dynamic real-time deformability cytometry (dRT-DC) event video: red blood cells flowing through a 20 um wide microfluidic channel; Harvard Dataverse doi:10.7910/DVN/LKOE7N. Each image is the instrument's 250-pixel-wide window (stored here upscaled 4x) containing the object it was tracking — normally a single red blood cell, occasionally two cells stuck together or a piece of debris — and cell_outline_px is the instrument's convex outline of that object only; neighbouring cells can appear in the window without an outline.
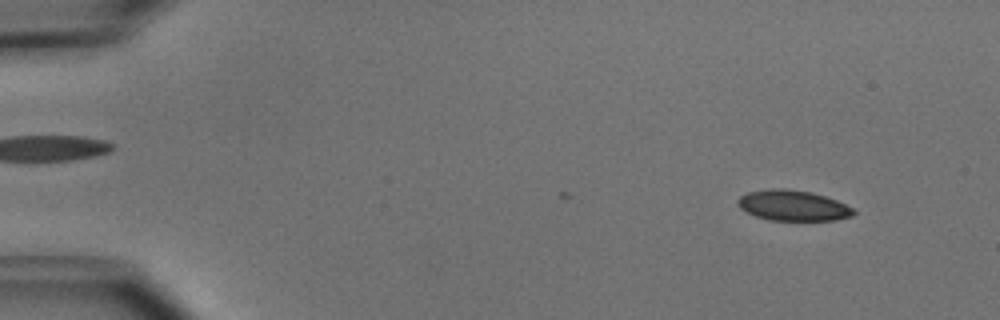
{"species": "common noctule bat (a hibernating species)", "species_latin": "Nyctalus noctula", "temperature_condition": "cold", "stored_images_in_passage": 3, "camera_frame_rate_fps": 3000, "um_per_image_px": 0.085, "animal": {"sex": "male", "body_mass_g": 15.6}, "frame": {"image": 1, "passage_image": 3, "time_ms": 0.667, "image_size_px": [1000, 320], "cell_outline_px": [[856, 212], [852, 216], [836, 220], [768, 220], [744, 212], [736, 204], [736, 200], [740, 196], [748, 192], [768, 188], [784, 188], [812, 192], [836, 200], [852, 208]], "centroid_in_image_um": [67.35, 17.46], "position_along_channel_um": 17.7, "area_um2": 20.75}}